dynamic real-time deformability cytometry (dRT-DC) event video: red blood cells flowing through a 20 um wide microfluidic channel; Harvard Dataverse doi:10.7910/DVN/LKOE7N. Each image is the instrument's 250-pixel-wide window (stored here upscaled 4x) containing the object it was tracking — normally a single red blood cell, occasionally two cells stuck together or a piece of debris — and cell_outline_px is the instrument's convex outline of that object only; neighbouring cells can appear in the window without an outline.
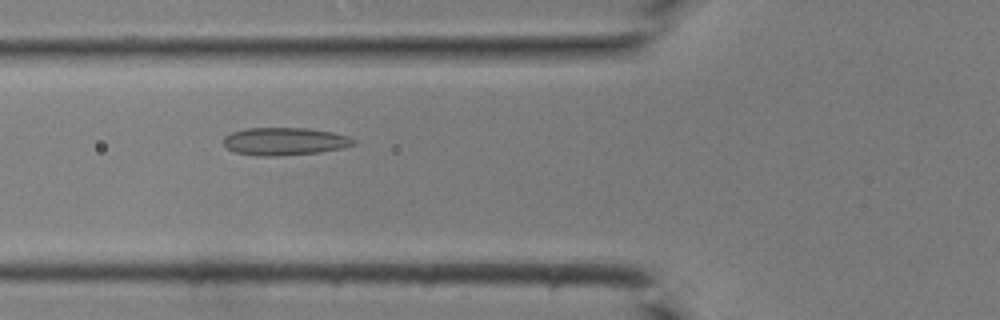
{"species": "common noctule bat (a hibernating species)", "species_latin": "Nyctalus noctula", "temperature_condition": "room temperature", "stored_images_in_passage": 28, "camera_frame_rate_fps": 3000, "um_per_image_px": 0.085, "animal": {"sex": "male", "body_mass_g": 19.0, "forearm_length_mm": 50.8}, "frame": {"image": 1, "passage_image": 6, "time_ms": 1.667, "image_size_px": [1000, 320], "cell_outline_px": [[356, 144], [340, 148], [320, 152], [276, 156], [256, 156], [236, 152], [228, 148], [224, 144], [224, 136], [232, 132], [244, 128], [308, 128], [332, 132], [348, 136], [356, 140]], "centroid_in_image_um": [24.19, 12.01], "position_along_channel_um": 101.6, "area_um2": 20.98}}
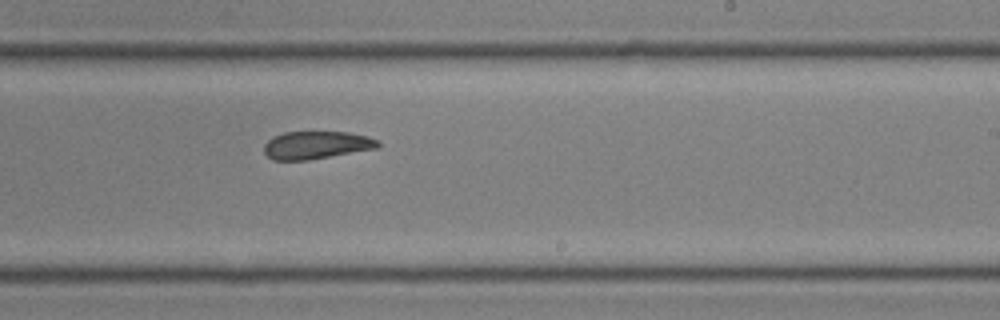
{"frame": {"image": 2, "passage_image": 16, "time_ms": 5.0, "image_size_px": [1000, 320], "cell_outline_px": [[380, 148], [308, 160], [272, 160], [264, 152], [264, 144], [272, 136], [284, 132], [348, 132], [368, 136], [380, 140]], "centroid_in_image_um": [26.92, 12.33], "position_along_channel_um": 262.1, "area_um2": 18.67}}
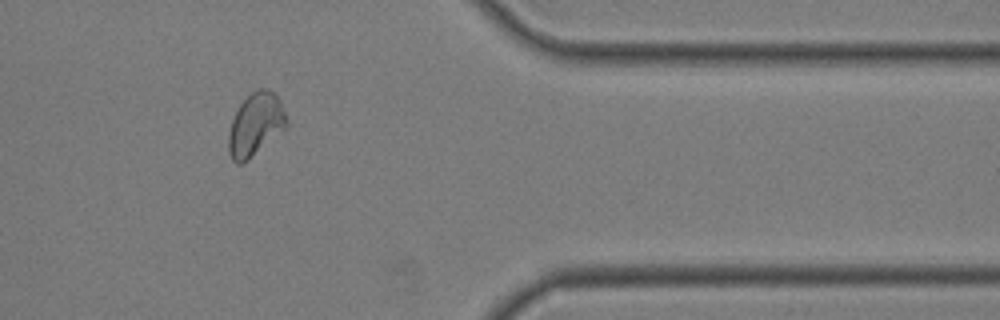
{"frame": {"image": 3, "passage_image": 25, "time_ms": 8.0, "image_size_px": [1000, 320], "cell_outline_px": [[288, 124], [284, 128], [248, 160], [240, 164], [236, 164], [232, 160], [228, 152], [228, 132], [232, 120], [240, 104], [256, 88], [268, 88], [280, 100], [288, 120]], "centroid_in_image_um": [21.7, 10.58], "position_along_channel_um": 389.7, "area_um2": 21.04}}